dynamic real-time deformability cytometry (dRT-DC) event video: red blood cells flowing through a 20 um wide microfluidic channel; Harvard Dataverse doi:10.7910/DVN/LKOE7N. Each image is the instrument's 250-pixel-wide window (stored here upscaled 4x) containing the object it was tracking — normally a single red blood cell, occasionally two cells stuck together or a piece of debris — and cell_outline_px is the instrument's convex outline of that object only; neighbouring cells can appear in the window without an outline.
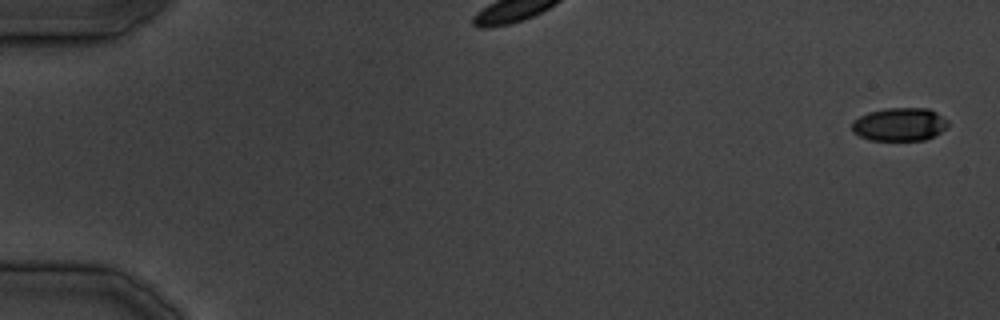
{"species": "common noctule bat (a hibernating species)", "species_latin": "Nyctalus noctula", "temperature_condition": "cold", "stored_images_in_passage": 38, "camera_frame_rate_fps": 3000, "um_per_image_px": 0.085, "animal": {"sex": "male", "body_mass_g": 19.5, "forearm_length_mm": 54.6}, "frame": {"image": 1, "passage_image": 1, "time_ms": 0.0, "image_size_px": [1000, 320], "cell_outline_px": [[948, 124], [940, 132], [924, 140], [868, 140], [852, 132], [852, 120], [868, 112], [884, 108], [928, 108], [936, 112], [948, 120]], "centroid_in_image_um": [76.43, 10.56], "position_along_channel_um": 8.6, "area_um2": 18.61}}
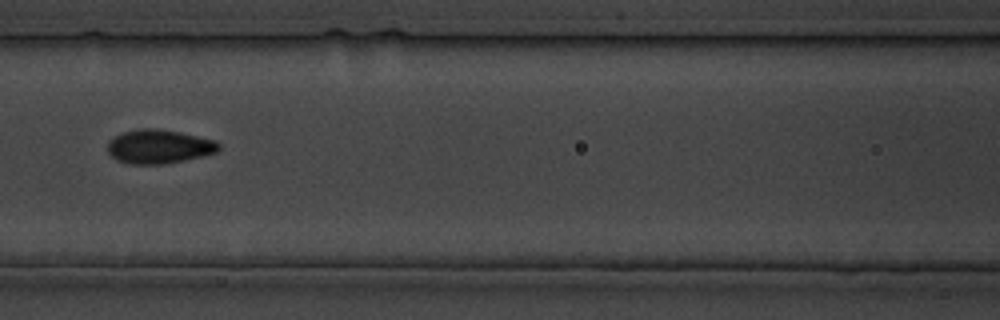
{"frame": {"image": 2, "passage_image": 18, "time_ms": 20.333, "image_size_px": [1000, 320], "cell_outline_px": [[220, 148], [216, 152], [204, 156], [164, 164], [128, 164], [116, 160], [108, 152], [108, 140], [124, 132], [144, 128], [156, 128], [180, 132], [216, 140], [220, 144]], "centroid_in_image_um": [13.53, 12.46], "position_along_channel_um": 153.1, "area_um2": 22.02}}
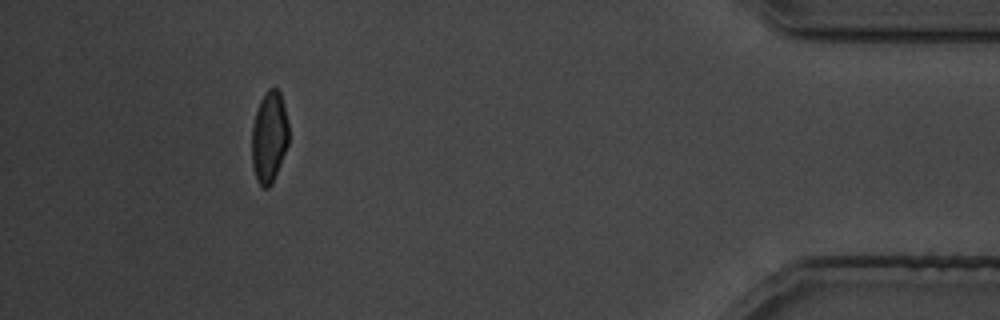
{"frame": {"image": 3, "passage_image": 35, "time_ms": 41.333, "image_size_px": [1000, 320], "cell_outline_px": [[288, 144], [272, 184], [268, 188], [264, 188], [260, 184], [256, 176], [252, 164], [252, 124], [260, 100], [264, 92], [268, 88], [276, 88], [280, 92], [284, 104], [288, 124]], "centroid_in_image_um": [22.88, 11.61], "position_along_channel_um": 412.3, "area_um2": 19.59}}